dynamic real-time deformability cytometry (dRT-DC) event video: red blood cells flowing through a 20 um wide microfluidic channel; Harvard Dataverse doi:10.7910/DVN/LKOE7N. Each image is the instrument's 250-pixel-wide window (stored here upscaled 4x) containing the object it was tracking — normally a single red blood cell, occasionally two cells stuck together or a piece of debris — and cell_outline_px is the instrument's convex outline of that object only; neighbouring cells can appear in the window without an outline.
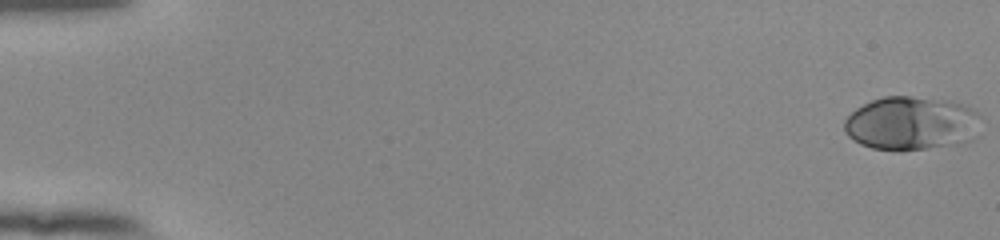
{"species": "human", "species_latin": "Homo sapiens", "temperature_condition": "room temperature", "stored_images_in_passage": 55, "camera_frame_rate_fps": 3000, "um_per_image_px": 0.085, "donor": {"sex": "female"}, "frame": {"image": 1, "passage_image": 1, "time_ms": 0.0, "image_size_px": [1000, 240], "cell_outline_px": [[980, 136], [972, 140], [960, 144], [900, 152], [872, 148], [860, 144], [852, 140], [844, 132], [844, 120], [856, 108], [872, 100], [884, 96], [912, 96], [948, 100], [972, 108], [980, 116]], "centroid_in_image_um": [77.5, 10.51], "position_along_channel_um": 7.5, "area_um2": 43.7}}
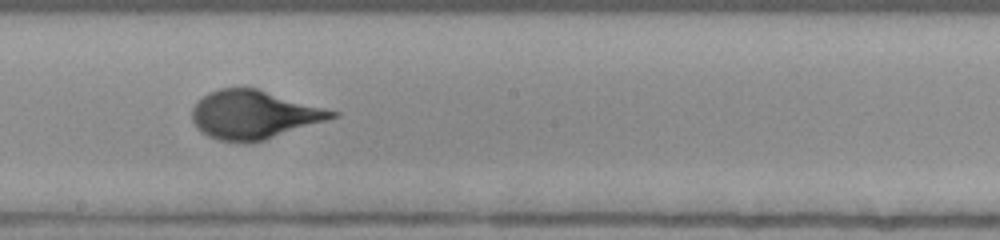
{"frame": {"image": 2, "passage_image": 32, "time_ms": 10.333, "image_size_px": [1000, 240], "cell_outline_px": [[340, 116], [264, 140], [248, 144], [220, 140], [208, 136], [200, 132], [196, 128], [192, 120], [192, 108], [196, 100], [208, 92], [220, 88], [256, 88], [340, 112]], "centroid_in_image_um": [21.55, 9.76], "position_along_channel_um": 226.7, "area_um2": 39.77}}
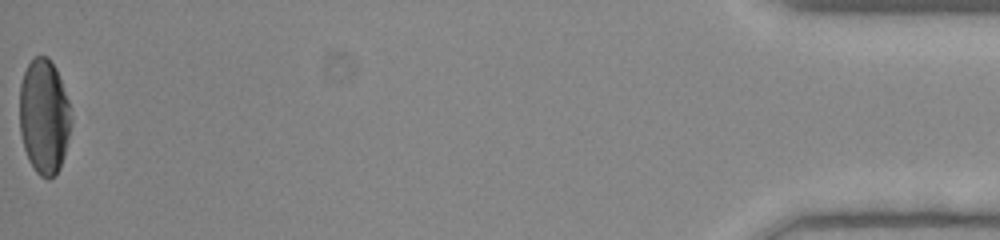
{"frame": {"image": 3, "passage_image": 55, "time_ms": 18.0, "image_size_px": [1000, 240], "cell_outline_px": [[72, 120], [64, 156], [60, 168], [48, 180], [40, 176], [36, 172], [28, 160], [24, 148], [20, 132], [20, 84], [24, 72], [28, 64], [36, 56], [48, 56], [56, 68], [68, 100]], "centroid_in_image_um": [3.74, 9.91], "position_along_channel_um": 431.5, "area_um2": 34.56}}